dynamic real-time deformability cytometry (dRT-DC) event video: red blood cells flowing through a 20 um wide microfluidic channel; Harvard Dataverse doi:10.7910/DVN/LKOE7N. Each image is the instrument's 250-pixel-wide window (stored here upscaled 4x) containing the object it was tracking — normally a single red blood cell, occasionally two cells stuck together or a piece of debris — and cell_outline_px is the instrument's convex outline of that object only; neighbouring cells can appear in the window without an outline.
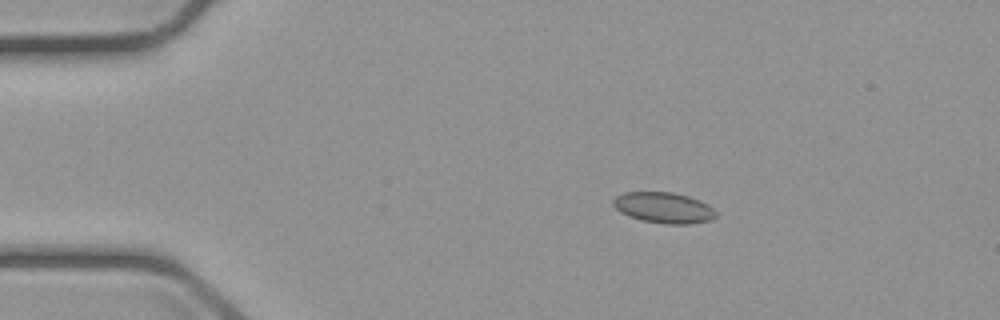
{"species": "common noctule bat (a hibernating species)", "species_latin": "Nyctalus noctula", "temperature_condition": "cold", "stored_images_in_passage": 47, "camera_frame_rate_fps": 3000, "um_per_image_px": 0.085, "animal": {"sex": "male", "body_mass_g": 23.1, "forearm_length_mm": 52.7}, "frame": {"image": 1, "passage_image": 1, "time_ms": 0.0, "image_size_px": [1000, 320], "cell_outline_px": [[716, 216], [712, 220], [692, 224], [664, 224], [644, 220], [628, 216], [620, 212], [612, 204], [612, 200], [616, 196], [624, 192], [672, 192], [688, 196], [700, 200], [708, 204], [716, 212]], "centroid_in_image_um": [56.43, 17.65], "position_along_channel_um": 28.6, "area_um2": 18.55}}
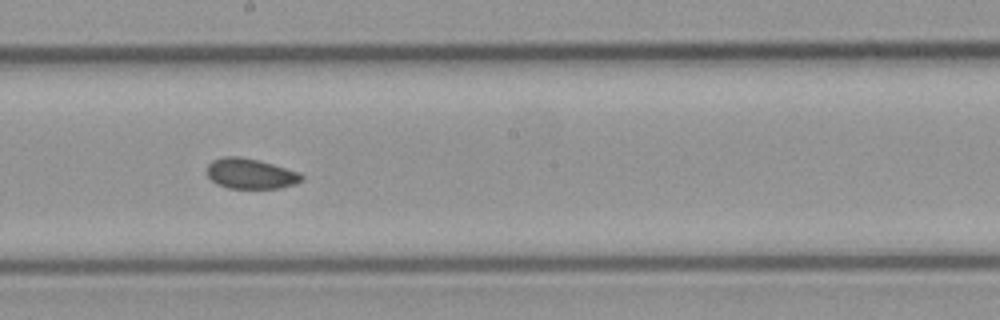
{"frame": {"image": 2, "passage_image": 22, "time_ms": 7.0, "image_size_px": [1000, 320], "cell_outline_px": [[304, 180], [296, 184], [280, 188], [228, 188], [216, 184], [208, 176], [208, 164], [212, 160], [224, 156], [240, 156], [272, 164], [300, 172], [304, 176]], "centroid_in_image_um": [21.32, 14.77], "position_along_channel_um": 226.9, "area_um2": 16.76}}
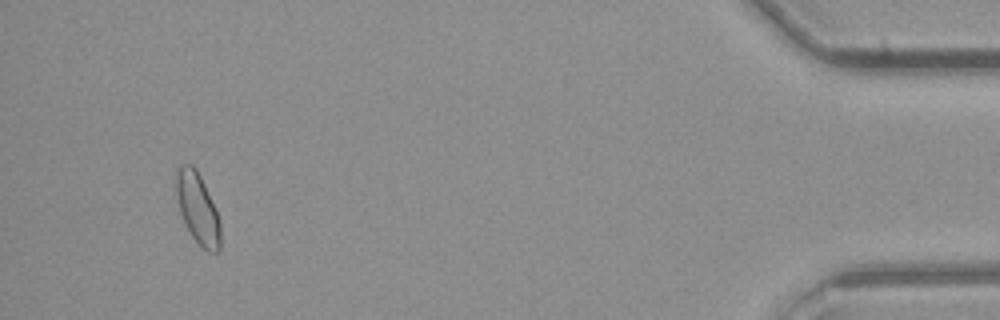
{"frame": {"image": 3, "passage_image": 44, "time_ms": 14.333, "image_size_px": [1000, 320], "cell_outline_px": [[220, 252], [208, 252], [192, 236], [184, 224], [180, 212], [176, 196], [176, 168], [180, 164], [192, 164], [196, 168], [216, 208], [220, 220]], "centroid_in_image_um": [16.8, 17.69], "position_along_channel_um": 418.4, "area_um2": 18.38}}